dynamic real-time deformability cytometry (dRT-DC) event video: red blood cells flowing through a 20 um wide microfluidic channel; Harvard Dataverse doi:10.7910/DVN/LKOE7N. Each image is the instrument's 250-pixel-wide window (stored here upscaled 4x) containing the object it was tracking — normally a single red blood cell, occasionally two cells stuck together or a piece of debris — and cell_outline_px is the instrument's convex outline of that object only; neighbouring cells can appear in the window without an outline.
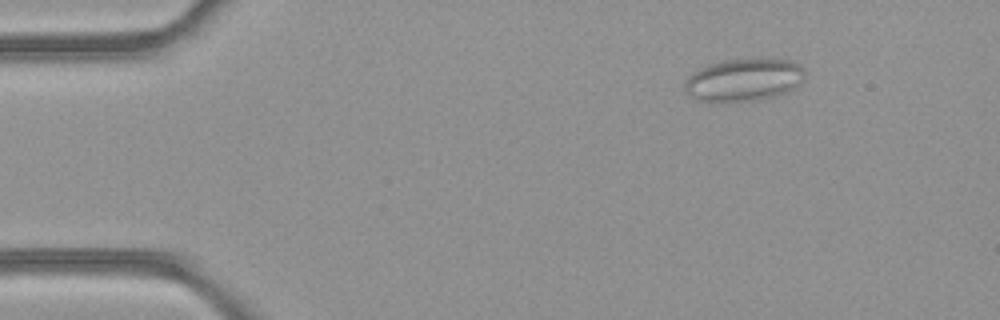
{"species": "common noctule bat (a hibernating species)", "species_latin": "Nyctalus noctula", "temperature_condition": "room temperature", "stored_images_in_passage": 45, "camera_frame_rate_fps": 3000, "um_per_image_px": 0.085, "animal": {"sex": "female", "body_mass_g": 21.9}, "frame": {"image": 1, "passage_image": 3, "time_ms": 0.667, "image_size_px": [1000, 320], "cell_outline_px": [[804, 76], [788, 92], [756, 100], [696, 100], [688, 96], [684, 92], [684, 84], [688, 76], [692, 72], [708, 64], [724, 60], [792, 60], [800, 64], [804, 68]], "centroid_in_image_um": [63.17, 6.78], "position_along_channel_um": 21.8, "area_um2": 29.19}}
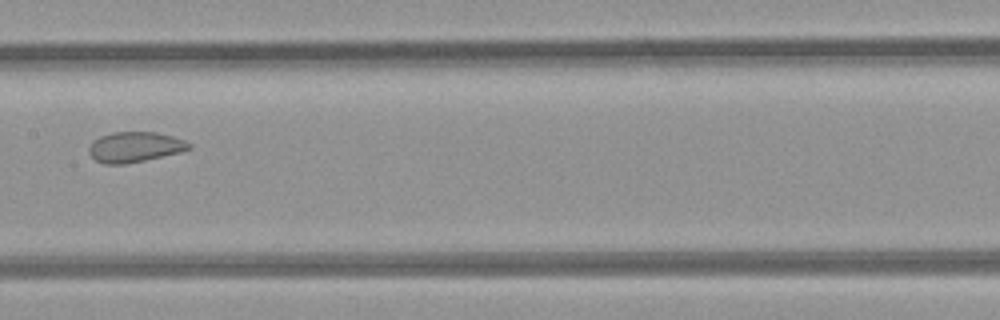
{"frame": {"image": 2, "passage_image": 21, "time_ms": 6.667, "image_size_px": [1000, 320], "cell_outline_px": [[192, 148], [180, 152], [144, 160], [124, 164], [104, 164], [96, 160], [88, 152], [88, 148], [92, 140], [100, 136], [112, 132], [156, 132], [172, 136], [184, 140], [192, 144]], "centroid_in_image_um": [11.44, 12.49], "position_along_channel_um": 196.0, "area_um2": 17.69}}
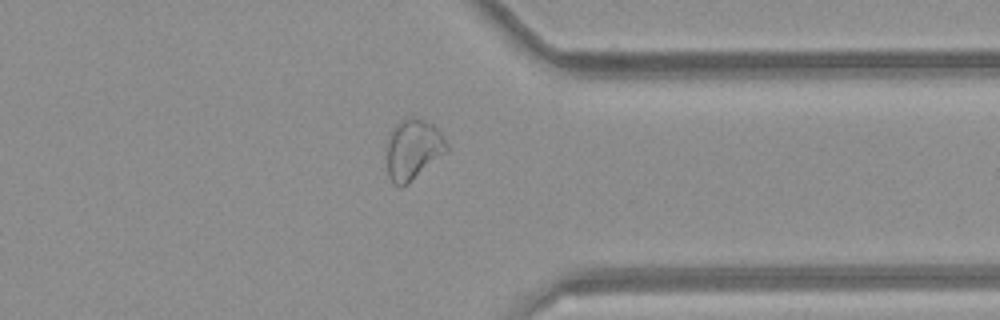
{"frame": {"image": 3, "passage_image": 34, "time_ms": 11.0, "image_size_px": [1000, 320], "cell_outline_px": [[448, 152], [408, 184], [400, 188], [396, 188], [392, 184], [388, 176], [388, 136], [392, 128], [396, 124], [408, 116], [412, 116], [424, 120], [432, 124], [440, 132], [448, 144]], "centroid_in_image_um": [35.12, 12.73], "position_along_channel_um": 376.3, "area_um2": 21.44}, "authors_computed_cell_mechanics": {"area_um2": 23.0044, "velocity_mm_per_s": 4.2965, "shape_relaxation_time_tau1_ms": null, "shape_relaxation_time_tau2_ms": 0.8445, "deformation_change_tau1": null, "deformation_change_tau2": 0.0499}}